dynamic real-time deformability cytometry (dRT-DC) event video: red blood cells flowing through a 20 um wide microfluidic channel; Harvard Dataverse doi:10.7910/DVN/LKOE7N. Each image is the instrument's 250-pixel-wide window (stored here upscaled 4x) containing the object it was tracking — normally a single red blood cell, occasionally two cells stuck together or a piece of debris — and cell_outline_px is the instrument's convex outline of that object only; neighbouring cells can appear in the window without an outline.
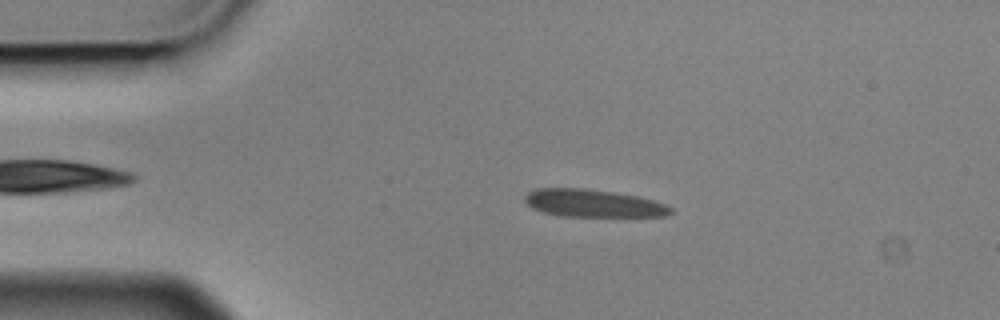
{"species": "Egyptian fruit bat (a non-hibernating species)", "species_latin": "Rousettus aegyptiacus", "temperature_condition": "cold", "stored_images_in_passage": 5, "camera_frame_rate_fps": 3000, "um_per_image_px": 0.085, "animal": {"sex": "male"}, "frame": {"image": 1, "passage_image": 3, "time_ms": 0.667, "image_size_px": [1000, 320], "cell_outline_px": [[672, 212], [668, 216], [560, 216], [544, 212], [532, 208], [524, 200], [524, 196], [528, 192], [536, 188], [584, 188], [616, 192], [636, 196], [652, 200], [664, 204], [672, 208]], "centroid_in_image_um": [50.39, 17.27], "position_along_channel_um": 34.6, "area_um2": 23.41}}
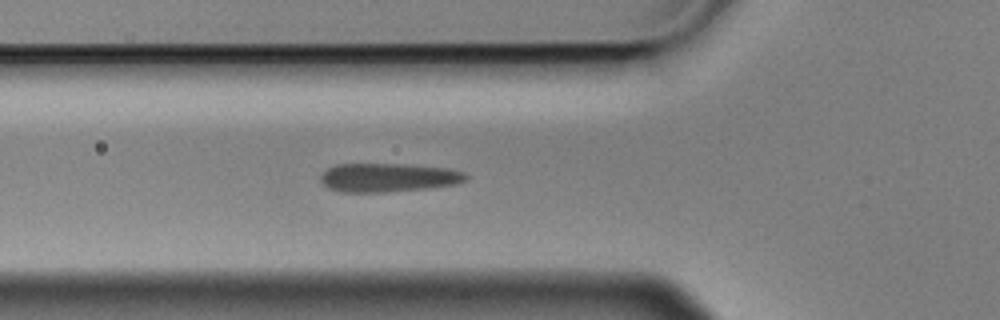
{"frame": {"image": 2, "passage_image": 5, "time_ms": 1.333, "image_size_px": [1000, 320], "cell_outline_px": [[468, 176], [464, 180], [456, 184], [428, 188], [384, 192], [340, 192], [328, 188], [320, 180], [320, 176], [328, 168], [336, 164], [400, 164], [448, 168], [464, 172]], "centroid_in_image_um": [32.97, 15.09], "position_along_channel_um": 92.8, "area_um2": 24.22}}